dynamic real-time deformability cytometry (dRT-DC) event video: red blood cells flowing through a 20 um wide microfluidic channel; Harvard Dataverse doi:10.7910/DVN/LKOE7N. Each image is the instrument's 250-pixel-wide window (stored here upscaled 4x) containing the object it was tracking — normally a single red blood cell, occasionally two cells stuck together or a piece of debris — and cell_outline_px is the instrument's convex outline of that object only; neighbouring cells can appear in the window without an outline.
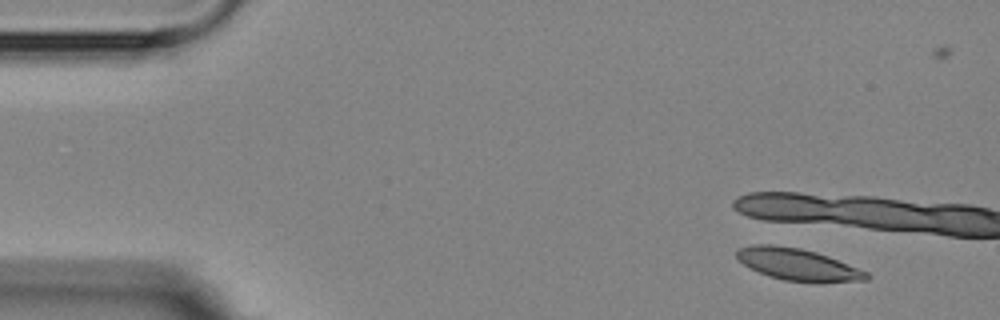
{"species": "Egyptian fruit bat (a non-hibernating species)", "species_latin": "Rousettus aegyptiacus", "temperature_condition": "room temperature", "stored_images_in_passage": 6, "camera_frame_rate_fps": 3000, "um_per_image_px": 0.085, "animal": {"sex": "female"}, "frame": {"image": 1, "passage_image": 1, "time_ms": 0.0, "image_size_px": [1000, 320], "cell_outline_px": [[872, 276], [868, 280], [820, 284], [816, 284], [784, 280], [768, 276], [744, 264], [736, 256], [736, 248], [752, 244], [772, 244], [800, 248], [816, 252], [828, 256], [868, 272]], "centroid_in_image_um": [67.87, 22.5], "position_along_channel_um": 17.1, "area_um2": 24.62}}
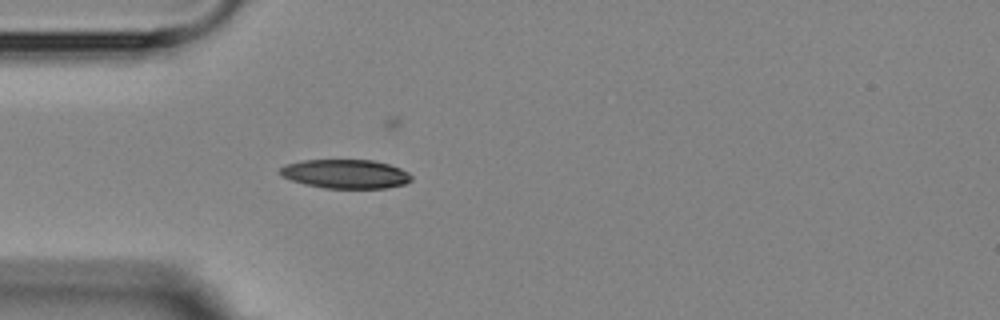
{"frame": {"image": 2, "passage_image": 6, "time_ms": 5.667, "image_size_px": [1000, 320], "cell_outline_px": [[412, 180], [404, 184], [388, 188], [324, 188], [304, 184], [280, 176], [276, 172], [284, 164], [304, 160], [372, 160], [388, 164], [400, 168], [408, 172], [412, 176]], "centroid_in_image_um": [29.33, 14.78], "position_along_channel_um": 55.7, "area_um2": 22.37}}